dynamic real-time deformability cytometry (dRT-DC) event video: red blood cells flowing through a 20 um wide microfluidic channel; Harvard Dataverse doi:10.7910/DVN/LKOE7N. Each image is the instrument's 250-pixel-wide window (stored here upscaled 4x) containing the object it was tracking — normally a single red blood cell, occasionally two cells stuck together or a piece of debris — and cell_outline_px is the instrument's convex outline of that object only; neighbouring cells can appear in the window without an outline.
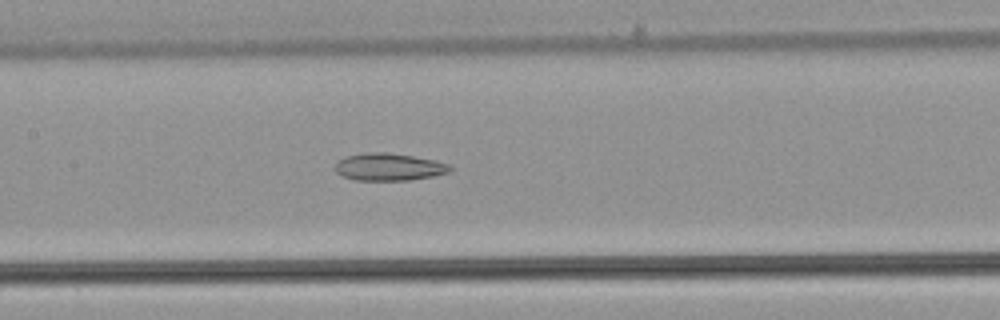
{"species": "common noctule bat (a hibernating species)", "species_latin": "Nyctalus noctula", "temperature_condition": "warm", "stored_images_in_passage": 48, "camera_frame_rate_fps": 3000, "um_per_image_px": 0.085, "animal": {"sex": "male", "body_mass_g": 21.5, "forearm_length_mm": 52.0}, "frame": {"image": 1, "passage_image": 21, "time_ms": 6.667, "image_size_px": [1000, 320], "cell_outline_px": [[452, 168], [448, 172], [432, 176], [408, 180], [356, 180], [340, 176], [336, 172], [336, 164], [340, 160], [348, 156], [364, 152], [384, 152], [412, 156], [436, 160], [448, 164]], "centroid_in_image_um": [33.04, 14.19], "position_along_channel_um": 174.4, "area_um2": 18.15}}
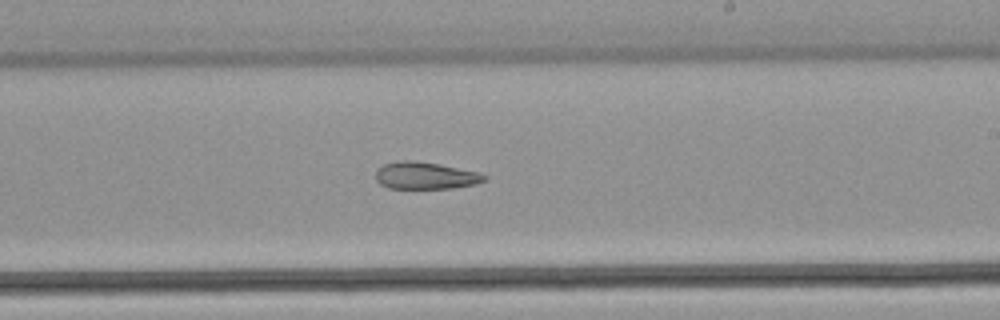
{"frame": {"image": 2, "passage_image": 27, "time_ms": 8.667, "image_size_px": [1000, 320], "cell_outline_px": [[488, 180], [476, 184], [452, 188], [388, 188], [380, 184], [376, 180], [376, 168], [384, 164], [400, 160], [408, 160], [440, 164], [480, 172], [488, 176]], "centroid_in_image_um": [36.19, 14.92], "position_along_channel_um": 252.8, "area_um2": 17.34}}
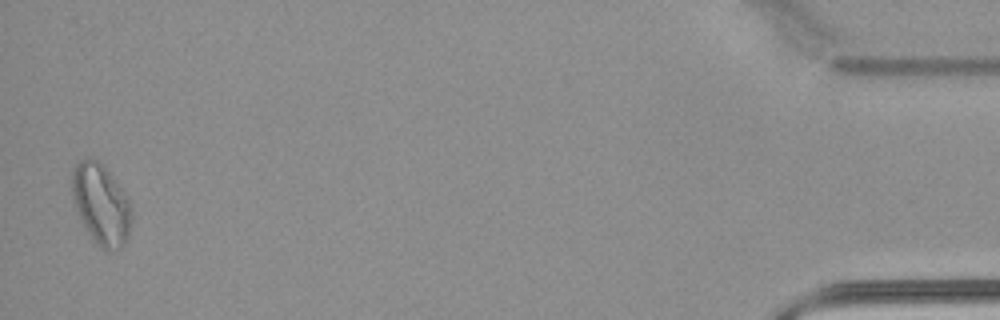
{"frame": {"image": 3, "passage_image": 47, "time_ms": 15.333, "image_size_px": [1000, 320], "cell_outline_px": [[132, 220], [128, 236], [124, 244], [116, 252], [108, 252], [100, 248], [92, 240], [80, 220], [72, 200], [72, 168], [80, 160], [100, 160], [112, 176], [132, 204]], "centroid_in_image_um": [8.6, 17.42], "position_along_channel_um": 426.6, "area_um2": 28.44}}